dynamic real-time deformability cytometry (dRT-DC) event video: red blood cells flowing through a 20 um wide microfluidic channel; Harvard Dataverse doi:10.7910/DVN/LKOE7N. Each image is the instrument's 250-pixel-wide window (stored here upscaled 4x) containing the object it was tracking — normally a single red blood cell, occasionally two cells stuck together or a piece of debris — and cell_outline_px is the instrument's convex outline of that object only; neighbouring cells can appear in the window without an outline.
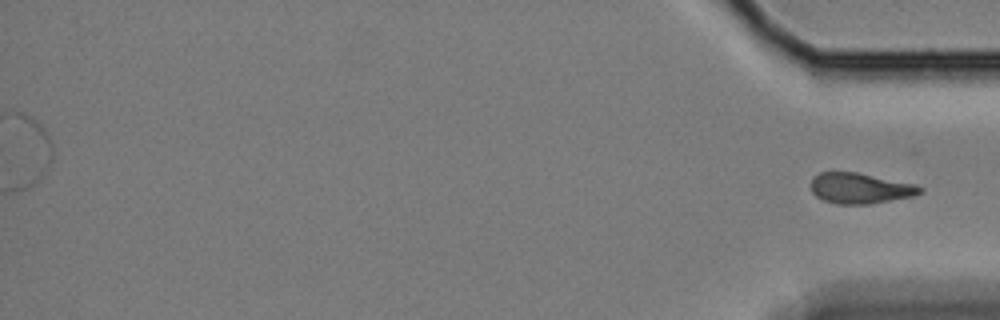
{"species": "Egyptian fruit bat (a non-hibernating species)", "species_latin": "Rousettus aegyptiacus", "temperature_condition": "cold", "stored_images_in_passage": 54, "segment_of_instrument_passage": [2, 2], "camera_frame_rate_fps": 3000, "um_per_image_px": 0.085, "animal": {"sex": "female"}, "frame": {"image": 1, "passage_image": 54, "time_ms": 17.667, "image_size_px": [1000, 320], "cell_outline_px": [[924, 192], [912, 196], [868, 204], [836, 204], [824, 200], [816, 196], [812, 192], [812, 176], [820, 172], [856, 172], [916, 184], [924, 188]], "centroid_in_image_um": [73.12, 16.0], "position_along_channel_um": 362.1, "area_um2": 19.42}}